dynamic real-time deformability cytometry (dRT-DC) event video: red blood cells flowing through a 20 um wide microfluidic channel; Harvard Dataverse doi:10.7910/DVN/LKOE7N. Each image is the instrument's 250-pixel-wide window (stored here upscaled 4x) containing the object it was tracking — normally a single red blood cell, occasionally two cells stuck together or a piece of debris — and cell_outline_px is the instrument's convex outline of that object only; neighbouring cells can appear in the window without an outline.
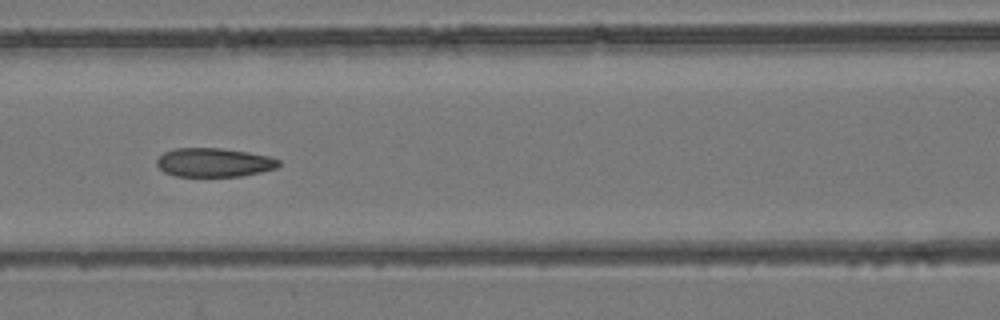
{"species": "common noctule bat (a hibernating species)", "species_latin": "Nyctalus noctula", "temperature_condition": "room temperature", "stored_images_in_passage": 8, "camera_frame_rate_fps": 3000, "um_per_image_px": 0.085, "animal": {"sex": "female", "body_mass_g": 24.6, "forearm_length_mm": 56.2}, "frame": {"image": 1, "passage_image": 8, "time_ms": 7.667, "image_size_px": [1000, 320], "cell_outline_px": [[280, 164], [276, 168], [260, 172], [240, 176], [176, 176], [164, 172], [156, 164], [156, 160], [164, 152], [176, 148], [220, 148], [248, 152], [268, 156], [280, 160]], "centroid_in_image_um": [18.18, 13.81], "position_along_channel_um": 148.4, "area_um2": 20.4}}